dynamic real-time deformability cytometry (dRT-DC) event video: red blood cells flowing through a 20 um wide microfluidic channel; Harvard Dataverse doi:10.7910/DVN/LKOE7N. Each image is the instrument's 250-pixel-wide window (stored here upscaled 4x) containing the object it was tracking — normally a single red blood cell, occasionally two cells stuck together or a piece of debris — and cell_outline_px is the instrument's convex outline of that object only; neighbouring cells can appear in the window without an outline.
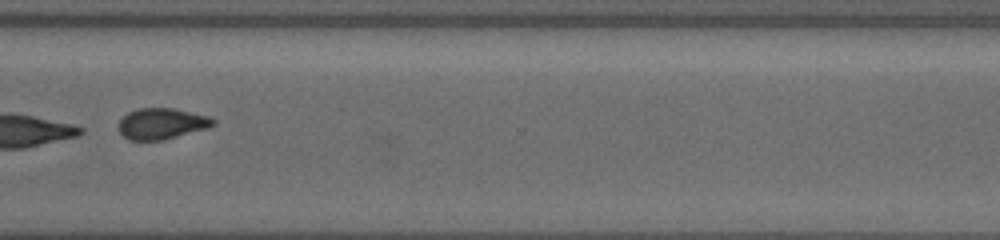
{"species": "common noctule bat (a hibernating species)", "species_latin": "Nyctalus noctula", "temperature_condition": "cold", "stored_images_in_passage": 19, "camera_frame_rate_fps": 3000, "um_per_image_px": 0.085, "animal": {"sex": "female", "body_mass_g": 19.5, "forearm_length_mm": 54.1}, "frame": {"image": 1, "passage_image": 16, "time_ms": 14.333, "image_size_px": [1000, 240], "cell_outline_px": [[216, 124], [208, 128], [164, 140], [128, 140], [120, 132], [120, 120], [128, 112], [136, 108], [176, 108], [208, 116], [216, 120]], "centroid_in_image_um": [13.78, 10.5], "position_along_channel_um": 356.8, "area_um2": 17.17}}